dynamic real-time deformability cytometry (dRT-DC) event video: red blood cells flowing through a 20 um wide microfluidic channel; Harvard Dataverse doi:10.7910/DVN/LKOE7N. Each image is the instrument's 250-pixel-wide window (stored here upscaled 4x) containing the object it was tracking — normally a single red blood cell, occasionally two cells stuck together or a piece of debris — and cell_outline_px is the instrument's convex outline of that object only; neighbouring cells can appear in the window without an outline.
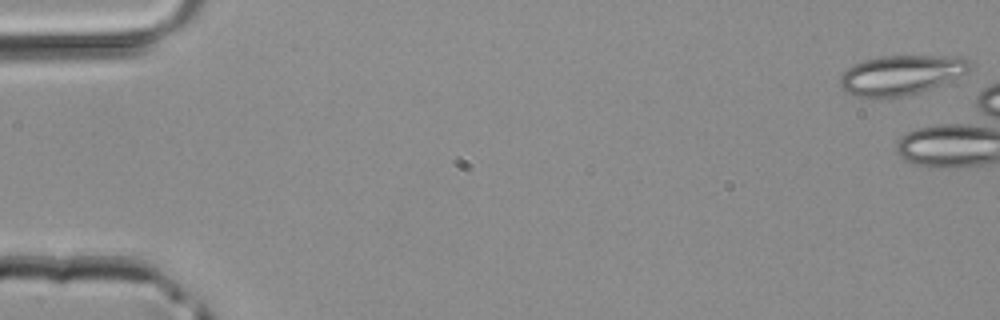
{"species": "common noctule bat (a hibernating species)", "species_latin": "Nyctalus noctula", "temperature_condition": "room temperature", "stored_images_in_passage": 5, "camera_frame_rate_fps": 3000, "um_per_image_px": 0.085, "animal": {"sex": "male", "body_mass_g": 20.4}, "frame": {"image": 1, "passage_image": 1, "time_ms": 0.0, "image_size_px": [1000, 320], "cell_outline_px": [[968, 72], [940, 84], [920, 92], [900, 96], [872, 100], [856, 96], [848, 92], [840, 84], [840, 76], [852, 64], [864, 60], [880, 56], [956, 56], [968, 60]], "centroid_in_image_um": [76.52, 6.38], "position_along_channel_um": 8.5, "area_um2": 29.82}}